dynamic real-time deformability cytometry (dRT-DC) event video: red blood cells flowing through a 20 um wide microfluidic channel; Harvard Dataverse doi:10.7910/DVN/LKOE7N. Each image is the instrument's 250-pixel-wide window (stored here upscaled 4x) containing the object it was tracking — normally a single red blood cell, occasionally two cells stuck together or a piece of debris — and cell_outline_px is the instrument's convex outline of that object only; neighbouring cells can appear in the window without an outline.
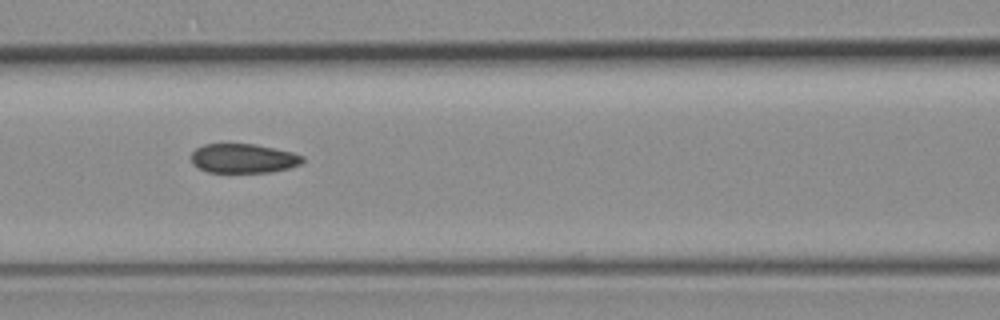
{"species": "common noctule bat (a hibernating species)", "species_latin": "Nyctalus noctula", "temperature_condition": "room temperature", "stored_images_in_passage": 11, "camera_frame_rate_fps": 3000, "um_per_image_px": 0.085, "animal": {"sex": "female", "body_mass_g": 19.3, "forearm_length_mm": 54.1}, "frame": {"image": 1, "passage_image": 7, "time_ms": 7.667, "image_size_px": [1000, 320], "cell_outline_px": [[304, 160], [300, 164], [288, 168], [272, 172], [208, 172], [192, 164], [192, 152], [196, 148], [204, 144], [256, 144], [292, 152], [304, 156]], "centroid_in_image_um": [20.69, 13.46], "position_along_channel_um": 145.9, "area_um2": 18.96}}
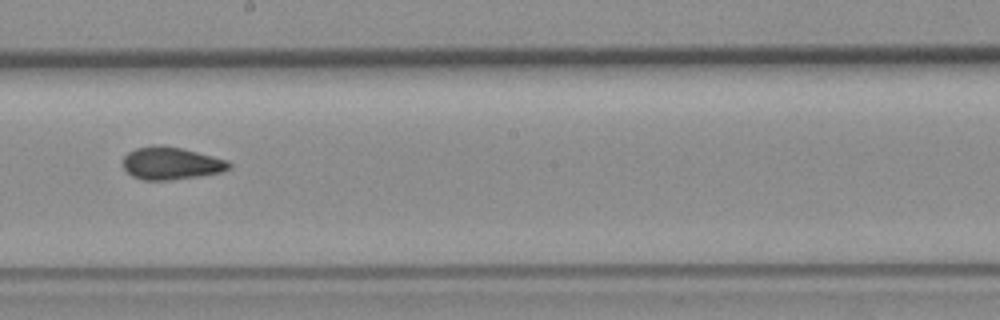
{"frame": {"image": 2, "passage_image": 9, "time_ms": 10.0, "image_size_px": [1000, 320], "cell_outline_px": [[232, 164], [228, 168], [220, 172], [200, 176], [168, 180], [144, 180], [132, 176], [124, 168], [124, 156], [128, 152], [136, 148], [156, 144], [164, 144], [184, 148], [228, 160]], "centroid_in_image_um": [14.54, 13.86], "position_along_channel_um": 233.7, "area_um2": 20.23}}
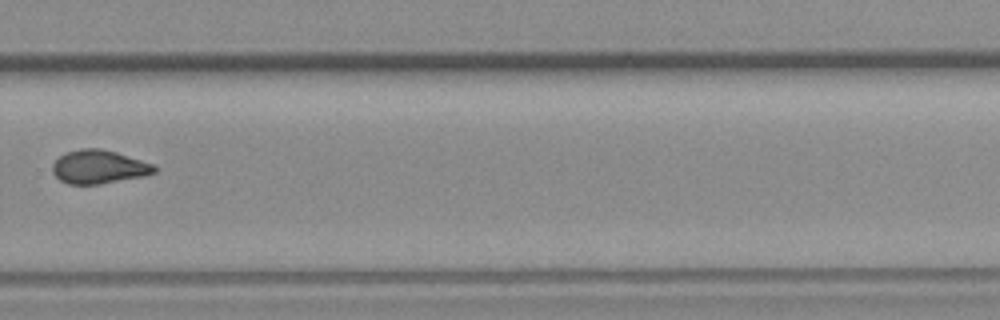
{"frame": {"image": 3, "passage_image": 11, "time_ms": 12.333, "image_size_px": [1000, 320], "cell_outline_px": [[156, 172], [144, 176], [100, 184], [68, 184], [60, 180], [52, 172], [52, 164], [60, 156], [68, 152], [80, 148], [100, 148], [116, 152], [152, 164], [156, 168]], "centroid_in_image_um": [8.38, 14.19], "position_along_channel_um": 321.4, "area_um2": 19.77}}